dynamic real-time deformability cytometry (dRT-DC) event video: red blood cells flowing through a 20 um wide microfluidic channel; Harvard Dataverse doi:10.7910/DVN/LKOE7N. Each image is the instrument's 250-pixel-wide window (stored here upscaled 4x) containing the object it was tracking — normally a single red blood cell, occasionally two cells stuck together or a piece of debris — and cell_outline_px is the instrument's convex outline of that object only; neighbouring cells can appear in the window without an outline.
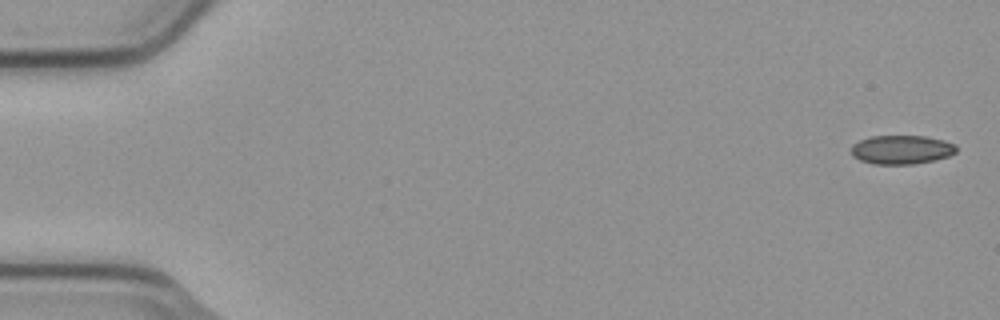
{"species": "common noctule bat (a hibernating species)", "species_latin": "Nyctalus noctula", "temperature_condition": "cold", "stored_images_in_passage": 5, "camera_frame_rate_fps": 3000, "um_per_image_px": 0.085, "animal": {"sex": "male", "body_mass_g": 23.1, "forearm_length_mm": 52.7}, "frame": {"image": 1, "passage_image": 1, "time_ms": 0.0, "image_size_px": [1000, 320], "cell_outline_px": [[956, 152], [948, 156], [932, 160], [912, 164], [872, 164], [860, 160], [852, 156], [852, 144], [860, 140], [872, 136], [924, 136], [944, 140], [956, 144]], "centroid_in_image_um": [76.62, 12.72], "position_along_channel_um": 8.4, "area_um2": 17.63}}
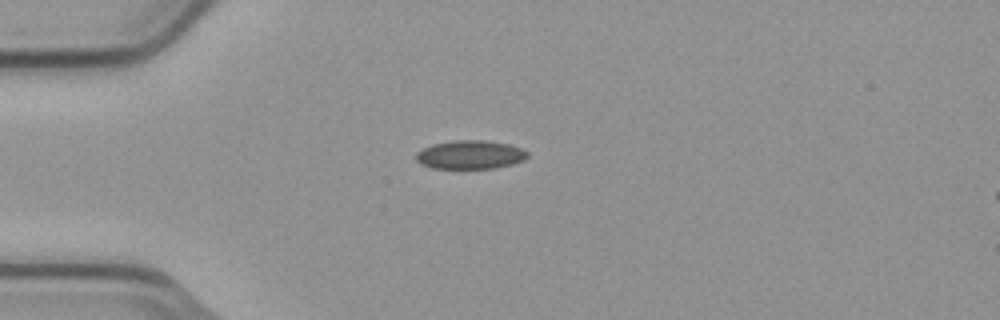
{"frame": {"image": 2, "passage_image": 4, "time_ms": 1.0, "image_size_px": [1000, 320], "cell_outline_px": [[528, 156], [524, 160], [512, 164], [496, 168], [432, 168], [420, 164], [416, 160], [416, 152], [432, 144], [452, 140], [484, 140], [508, 144], [520, 148], [528, 152]], "centroid_in_image_um": [39.95, 13.15], "position_along_channel_um": 45.0, "area_um2": 18.61}}